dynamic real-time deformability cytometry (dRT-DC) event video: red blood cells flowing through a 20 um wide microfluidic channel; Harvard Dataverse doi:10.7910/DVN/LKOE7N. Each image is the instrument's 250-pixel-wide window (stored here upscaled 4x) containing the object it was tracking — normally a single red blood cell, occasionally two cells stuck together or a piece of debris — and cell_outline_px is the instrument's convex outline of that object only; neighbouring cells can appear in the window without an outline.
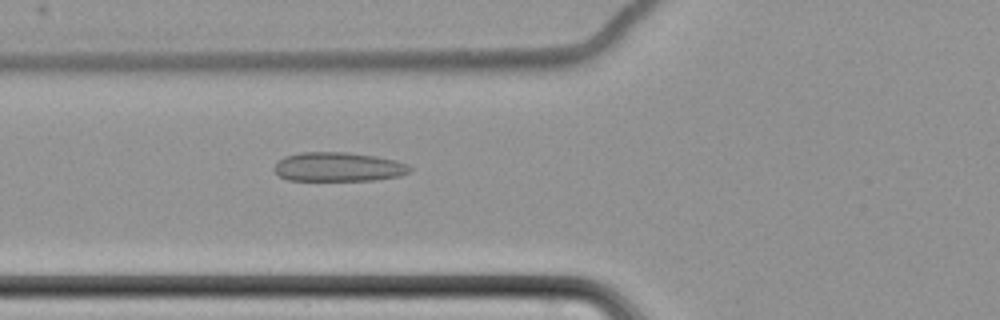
{"species": "common noctule bat (a hibernating species)", "species_latin": "Nyctalus noctula", "temperature_condition": "cold", "stored_images_in_passage": 7, "camera_frame_rate_fps": 3000, "um_per_image_px": 0.085, "animal": {"sex": "female", "body_mass_g": 22.7, "forearm_length_mm": 54.2}, "frame": {"image": 1, "passage_image": 7, "time_ms": 8.0, "image_size_px": [1000, 320], "cell_outline_px": [[412, 172], [400, 176], [376, 180], [288, 180], [280, 176], [272, 168], [284, 156], [300, 152], [348, 152], [376, 156], [396, 160], [408, 164], [412, 168]], "centroid_in_image_um": [28.8, 14.18], "position_along_channel_um": 97.0, "area_um2": 23.24}}